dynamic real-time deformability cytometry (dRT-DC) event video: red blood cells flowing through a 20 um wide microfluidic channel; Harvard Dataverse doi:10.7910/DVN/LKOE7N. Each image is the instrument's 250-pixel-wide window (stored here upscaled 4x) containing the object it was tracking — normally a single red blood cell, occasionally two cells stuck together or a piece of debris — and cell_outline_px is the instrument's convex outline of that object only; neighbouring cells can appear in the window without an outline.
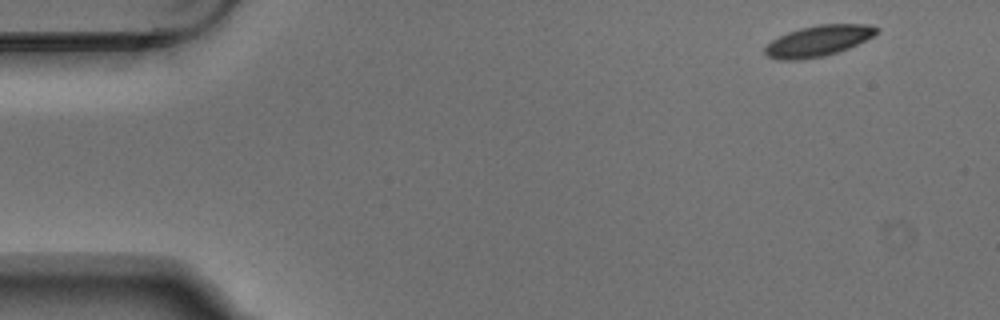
{"species": "Egyptian fruit bat (a non-hibernating species)", "species_latin": "Rousettus aegyptiacus", "temperature_condition": "warm", "stored_images_in_passage": 4, "camera_frame_rate_fps": 3000, "um_per_image_px": 0.085, "animal": {"sex": "male"}, "frame": {"image": 1, "passage_image": 1, "time_ms": 0.0, "image_size_px": [1000, 320], "cell_outline_px": [[880, 32], [848, 48], [824, 56], [800, 60], [776, 60], [768, 56], [764, 52], [764, 48], [772, 40], [788, 32], [800, 28], [816, 24], [868, 24], [880, 28]], "centroid_in_image_um": [69.54, 3.47], "position_along_channel_um": 15.5, "area_um2": 20.06}}
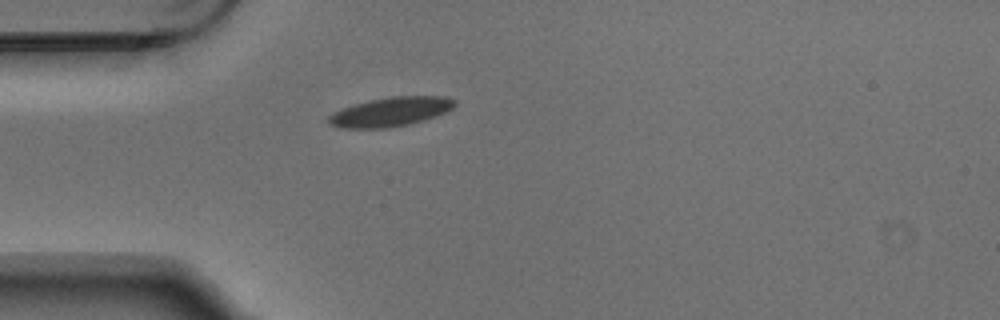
{"frame": {"image": 2, "passage_image": 4, "time_ms": 1.0, "image_size_px": [1000, 320], "cell_outline_px": [[456, 104], [448, 112], [424, 120], [408, 124], [388, 128], [340, 128], [328, 124], [328, 116], [332, 112], [352, 104], [368, 100], [392, 96], [448, 96], [456, 100]], "centroid_in_image_um": [33.2, 9.49], "position_along_channel_um": 51.8, "area_um2": 21.79}}